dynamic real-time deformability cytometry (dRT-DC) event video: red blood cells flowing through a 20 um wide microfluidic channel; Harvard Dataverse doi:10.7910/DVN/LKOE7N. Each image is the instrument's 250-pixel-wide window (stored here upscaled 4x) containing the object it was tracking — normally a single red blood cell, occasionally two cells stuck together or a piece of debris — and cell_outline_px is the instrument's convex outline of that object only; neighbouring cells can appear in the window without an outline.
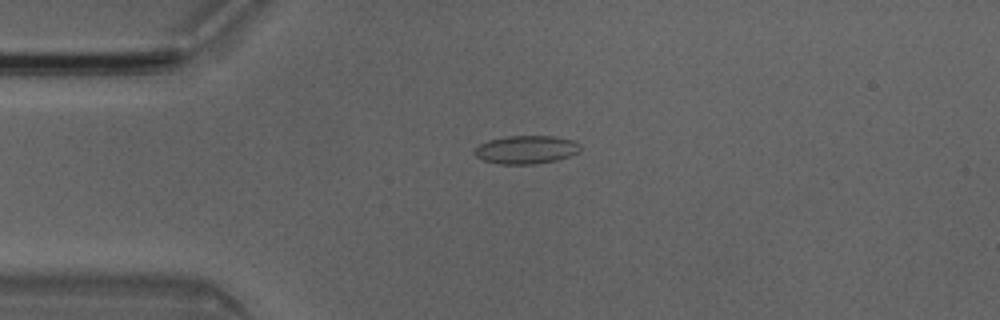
{"species": "Egyptian fruit bat (a non-hibernating species)", "species_latin": "Rousettus aegyptiacus", "temperature_condition": "room temperature", "stored_images_in_passage": 5, "camera_frame_rate_fps": 3000, "um_per_image_px": 0.085, "animal": {"sex": "male"}, "frame": {"image": 1, "passage_image": 3, "time_ms": 0.667, "image_size_px": [1000, 320], "cell_outline_px": [[580, 148], [576, 152], [568, 156], [556, 160], [536, 164], [500, 164], [484, 160], [476, 156], [472, 152], [480, 144], [488, 140], [508, 136], [556, 136], [572, 140], [580, 144]], "centroid_in_image_um": [44.7, 12.72], "position_along_channel_um": 40.3, "area_um2": 17.28}}
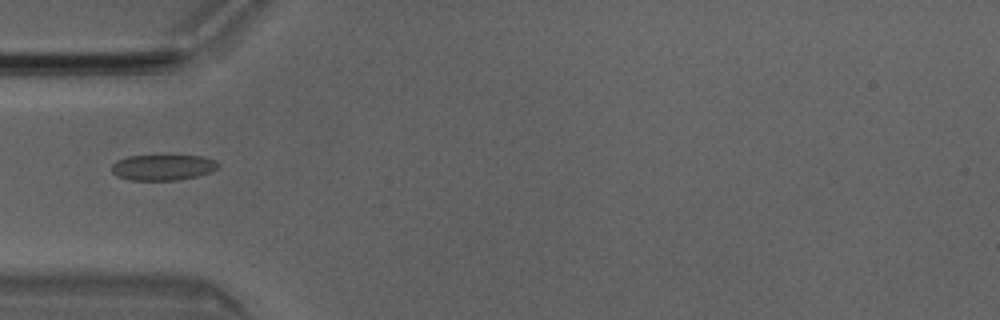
{"frame": {"image": 2, "passage_image": 4, "time_ms": 1.0, "image_size_px": [1000, 320], "cell_outline_px": [[220, 164], [212, 172], [196, 176], [176, 180], [132, 180], [116, 176], [112, 172], [112, 164], [116, 160], [128, 156], [160, 152], [168, 152], [204, 156], [216, 160]], "centroid_in_image_um": [13.86, 14.15], "position_along_channel_um": 71.1, "area_um2": 17.17}}